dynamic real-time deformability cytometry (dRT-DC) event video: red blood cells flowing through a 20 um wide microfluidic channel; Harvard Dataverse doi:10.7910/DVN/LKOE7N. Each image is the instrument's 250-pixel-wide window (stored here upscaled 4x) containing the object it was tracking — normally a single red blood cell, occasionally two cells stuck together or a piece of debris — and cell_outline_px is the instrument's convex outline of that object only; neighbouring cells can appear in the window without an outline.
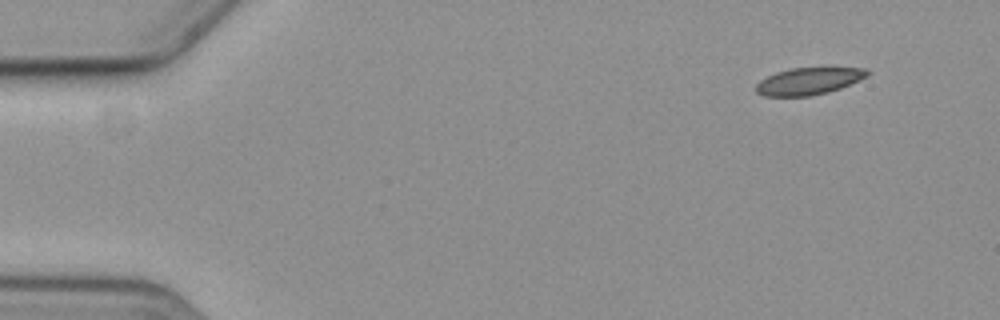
{"species": "common noctule bat (a hibernating species)", "species_latin": "Nyctalus noctula", "temperature_condition": "cold", "stored_images_in_passage": 9, "camera_frame_rate_fps": 3000, "um_per_image_px": 0.085, "animal": {"sex": "female", "body_mass_g": 19.3, "forearm_length_mm": 54.1}, "frame": {"image": 1, "passage_image": 1, "time_ms": 0.0, "image_size_px": [1000, 320], "cell_outline_px": [[872, 72], [868, 76], [860, 80], [840, 88], [828, 92], [812, 96], [764, 96], [756, 92], [756, 84], [760, 80], [776, 72], [788, 68], [868, 68]], "centroid_in_image_um": [68.76, 6.89], "position_along_channel_um": 16.2, "area_um2": 17.63}}
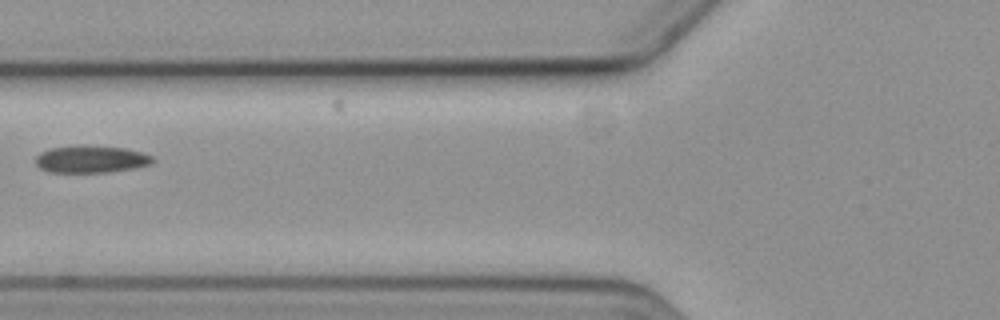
{"frame": {"image": 2, "passage_image": 6, "time_ms": 6.0, "image_size_px": [1000, 320], "cell_outline_px": [[156, 160], [152, 164], [132, 168], [108, 172], [48, 172], [40, 168], [36, 164], [36, 156], [40, 152], [48, 148], [80, 144], [84, 144], [124, 148], [140, 152], [152, 156]], "centroid_in_image_um": [7.71, 13.51], "position_along_channel_um": 118.1, "area_um2": 18.84}}
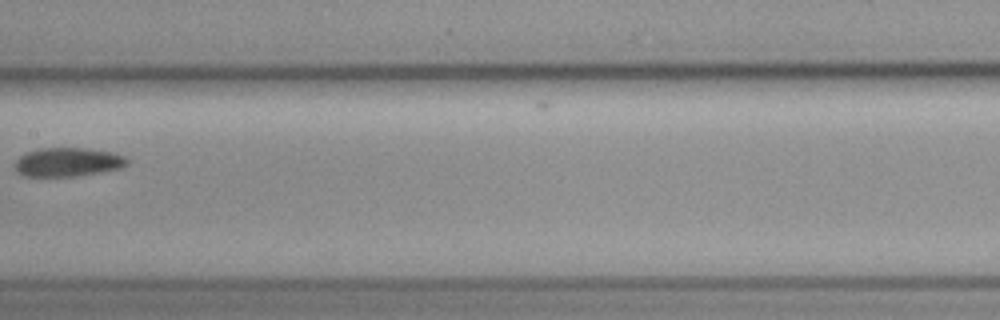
{"frame": {"image": 3, "passage_image": 8, "time_ms": 8.333, "image_size_px": [1000, 320], "cell_outline_px": [[128, 164], [120, 168], [72, 176], [24, 176], [16, 172], [12, 164], [20, 156], [28, 152], [40, 148], [88, 148], [112, 152], [124, 156], [128, 160]], "centroid_in_image_um": [5.71, 13.77], "position_along_channel_um": 201.7, "area_um2": 18.79}}